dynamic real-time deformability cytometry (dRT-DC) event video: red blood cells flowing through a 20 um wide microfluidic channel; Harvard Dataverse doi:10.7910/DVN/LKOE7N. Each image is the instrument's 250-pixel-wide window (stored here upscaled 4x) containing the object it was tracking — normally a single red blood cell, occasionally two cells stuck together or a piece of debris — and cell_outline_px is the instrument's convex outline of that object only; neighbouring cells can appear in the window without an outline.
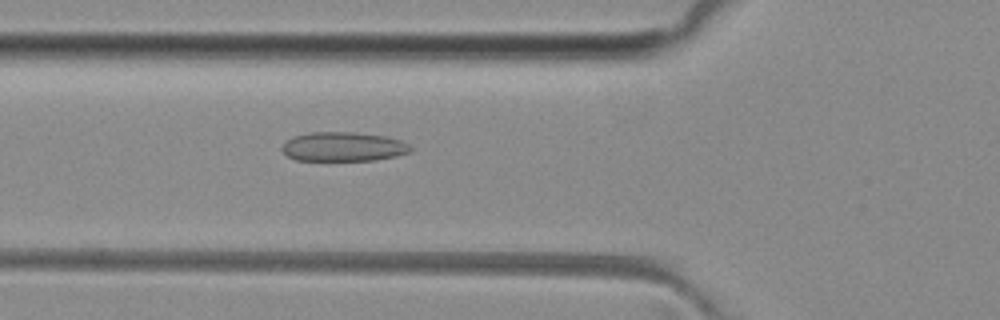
{"species": "common noctule bat (a hibernating species)", "species_latin": "Nyctalus noctula", "temperature_condition": "room temperature", "stored_images_in_passage": 50, "camera_frame_rate_fps": 3000, "um_per_image_px": 0.085, "animal": {"sex": "female", "body_mass_g": 29.2, "forearm_length_mm": 56.3}, "frame": {"image": 1, "passage_image": 18, "time_ms": 5.667, "image_size_px": [1000, 320], "cell_outline_px": [[412, 152], [396, 156], [376, 160], [296, 160], [288, 156], [280, 148], [284, 140], [292, 136], [308, 132], [352, 132], [388, 136], [400, 140], [408, 144], [412, 148]], "centroid_in_image_um": [29.16, 12.46], "position_along_channel_um": 96.6, "area_um2": 22.2}}
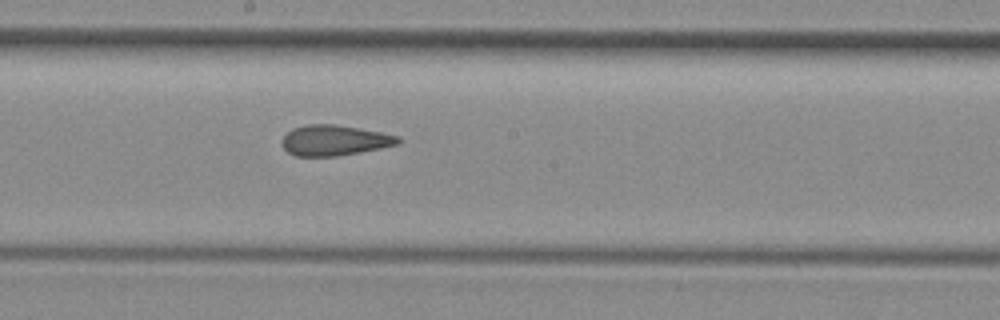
{"frame": {"image": 2, "passage_image": 27, "time_ms": 8.667, "image_size_px": [1000, 320], "cell_outline_px": [[400, 144], [360, 152], [336, 156], [296, 156], [288, 152], [284, 148], [284, 136], [292, 128], [308, 124], [336, 124], [360, 128], [400, 136]], "centroid_in_image_um": [28.46, 11.92], "position_along_channel_um": 219.7, "area_um2": 20.52}}
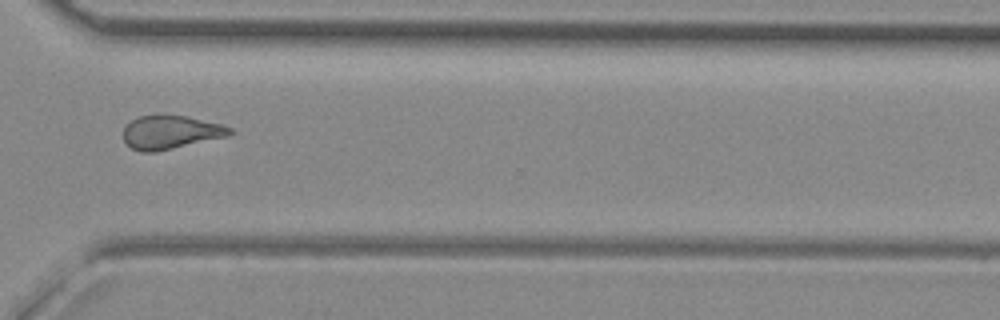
{"frame": {"image": 3, "passage_image": 37, "time_ms": 12.0, "image_size_px": [1000, 320], "cell_outline_px": [[236, 132], [228, 136], [156, 152], [140, 152], [132, 148], [124, 140], [124, 128], [136, 116], [156, 112], [164, 112], [224, 124], [232, 128]], "centroid_in_image_um": [14.51, 11.2], "position_along_channel_um": 356.1, "area_um2": 21.5}, "authors_computed_cell_mechanics": {"area_um2": 21.6172, "velocity_mm_per_s": 4.0916, "shape_relaxation_time_tau1_ms": null, "shape_relaxation_time_tau2_ms": 2.3615, "deformation_change_tau1": null, "deformation_change_tau2": 0.1034}}